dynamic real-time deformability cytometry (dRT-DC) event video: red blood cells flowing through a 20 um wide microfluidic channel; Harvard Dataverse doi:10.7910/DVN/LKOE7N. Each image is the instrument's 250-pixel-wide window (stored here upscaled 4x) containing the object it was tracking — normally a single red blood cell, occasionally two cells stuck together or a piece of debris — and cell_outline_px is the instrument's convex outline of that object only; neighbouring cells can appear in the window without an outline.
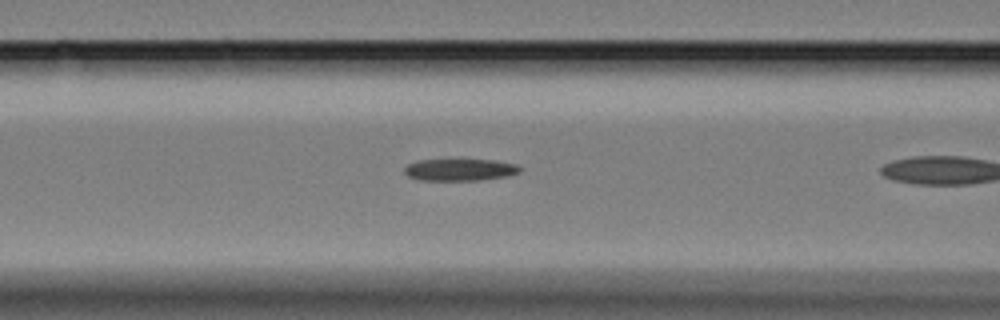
{"species": "Egyptian fruit bat (a non-hibernating species)", "species_latin": "Rousettus aegyptiacus", "temperature_condition": "cold", "stored_images_in_passage": 37, "camera_frame_rate_fps": 3000, "um_per_image_px": 0.085, "animal": {"sex": "female"}, "frame": {"image": 1, "passage_image": 7, "time_ms": 2.0, "image_size_px": [1000, 320], "cell_outline_px": [[520, 172], [508, 176], [480, 180], [420, 180], [408, 176], [404, 172], [404, 168], [408, 164], [416, 160], [496, 160], [516, 164], [520, 168]], "centroid_in_image_um": [39.09, 14.43], "position_along_channel_um": 127.5, "area_um2": 14.74}}
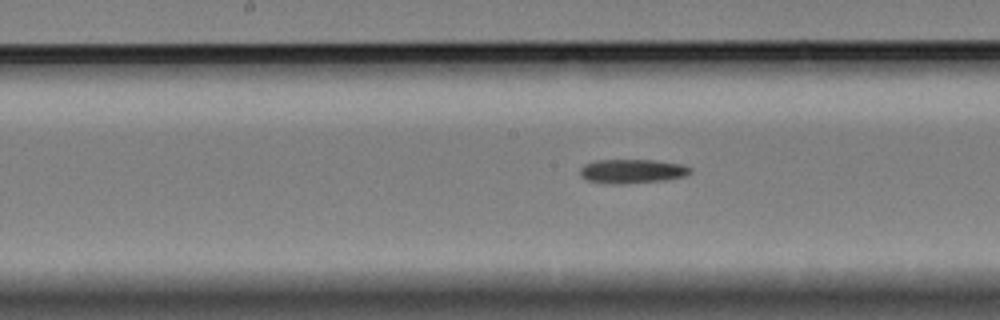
{"frame": {"image": 2, "passage_image": 13, "time_ms": 4.0, "image_size_px": [1000, 320], "cell_outline_px": [[692, 172], [684, 176], [664, 180], [620, 184], [608, 184], [588, 180], [580, 176], [580, 168], [584, 164], [596, 160], [652, 160], [680, 164], [692, 168]], "centroid_in_image_um": [53.7, 14.55], "position_along_channel_um": 194.5, "area_um2": 15.43}}
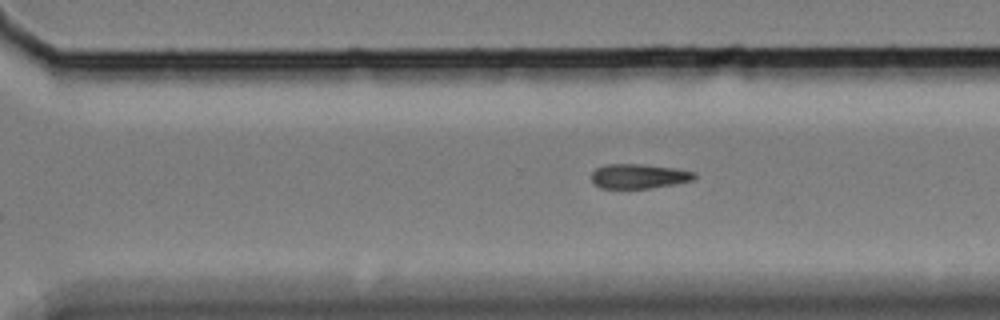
{"frame": {"image": 3, "passage_image": 24, "time_ms": 7.667, "image_size_px": [1000, 320], "cell_outline_px": [[696, 176], [692, 180], [676, 184], [648, 188], [600, 188], [592, 184], [592, 172], [596, 168], [604, 164], [640, 164], [676, 168], [696, 172]], "centroid_in_image_um": [54.28, 14.97], "position_along_channel_um": 316.3, "area_um2": 14.85}, "authors_computed_cell_mechanics": {"area_um2": 14.739, "velocity_mm_per_s": 3.3367, "shape_relaxation_time_tau1_ms": 5.4147, "shape_relaxation_time_tau2_ms": 3.6438, "deformation_change_tau1": 0.1143, "deformation_change_tau2": 0.1075}}